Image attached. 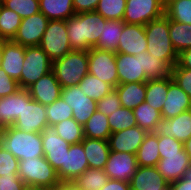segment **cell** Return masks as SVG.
<instances>
[{
  "mask_svg": "<svg viewBox=\"0 0 191 190\" xmlns=\"http://www.w3.org/2000/svg\"><path fill=\"white\" fill-rule=\"evenodd\" d=\"M107 21L96 11L77 13L68 18L67 35L71 48L89 51L97 44Z\"/></svg>",
  "mask_w": 191,
  "mask_h": 190,
  "instance_id": "6da1fadb",
  "label": "cell"
},
{
  "mask_svg": "<svg viewBox=\"0 0 191 190\" xmlns=\"http://www.w3.org/2000/svg\"><path fill=\"white\" fill-rule=\"evenodd\" d=\"M0 146L19 161L44 156L41 133L23 132L13 126H7L1 132Z\"/></svg>",
  "mask_w": 191,
  "mask_h": 190,
  "instance_id": "7a4b0ae2",
  "label": "cell"
},
{
  "mask_svg": "<svg viewBox=\"0 0 191 190\" xmlns=\"http://www.w3.org/2000/svg\"><path fill=\"white\" fill-rule=\"evenodd\" d=\"M147 38V52L160 60H165L171 67L178 61L169 35V19L164 15L144 26Z\"/></svg>",
  "mask_w": 191,
  "mask_h": 190,
  "instance_id": "3957f363",
  "label": "cell"
},
{
  "mask_svg": "<svg viewBox=\"0 0 191 190\" xmlns=\"http://www.w3.org/2000/svg\"><path fill=\"white\" fill-rule=\"evenodd\" d=\"M18 176L31 188L53 190L60 182L56 170L44 156L20 160Z\"/></svg>",
  "mask_w": 191,
  "mask_h": 190,
  "instance_id": "277c9868",
  "label": "cell"
},
{
  "mask_svg": "<svg viewBox=\"0 0 191 190\" xmlns=\"http://www.w3.org/2000/svg\"><path fill=\"white\" fill-rule=\"evenodd\" d=\"M52 70L62 88L78 85L88 72V51L71 50L53 61Z\"/></svg>",
  "mask_w": 191,
  "mask_h": 190,
  "instance_id": "5b68a950",
  "label": "cell"
},
{
  "mask_svg": "<svg viewBox=\"0 0 191 190\" xmlns=\"http://www.w3.org/2000/svg\"><path fill=\"white\" fill-rule=\"evenodd\" d=\"M53 61L46 52L38 46L25 47L24 62L18 84L21 89H27L43 75L52 71Z\"/></svg>",
  "mask_w": 191,
  "mask_h": 190,
  "instance_id": "8992f818",
  "label": "cell"
},
{
  "mask_svg": "<svg viewBox=\"0 0 191 190\" xmlns=\"http://www.w3.org/2000/svg\"><path fill=\"white\" fill-rule=\"evenodd\" d=\"M39 46L52 61L62 58L73 50L67 35L66 20H50Z\"/></svg>",
  "mask_w": 191,
  "mask_h": 190,
  "instance_id": "52a82bcc",
  "label": "cell"
},
{
  "mask_svg": "<svg viewBox=\"0 0 191 190\" xmlns=\"http://www.w3.org/2000/svg\"><path fill=\"white\" fill-rule=\"evenodd\" d=\"M13 127L23 132L41 133L47 126L46 106L33 100L27 89H23V110Z\"/></svg>",
  "mask_w": 191,
  "mask_h": 190,
  "instance_id": "ba28073f",
  "label": "cell"
},
{
  "mask_svg": "<svg viewBox=\"0 0 191 190\" xmlns=\"http://www.w3.org/2000/svg\"><path fill=\"white\" fill-rule=\"evenodd\" d=\"M88 72L114 88L119 84L116 53L98 48L88 51Z\"/></svg>",
  "mask_w": 191,
  "mask_h": 190,
  "instance_id": "9c48e42d",
  "label": "cell"
},
{
  "mask_svg": "<svg viewBox=\"0 0 191 190\" xmlns=\"http://www.w3.org/2000/svg\"><path fill=\"white\" fill-rule=\"evenodd\" d=\"M165 15V0H126L123 22L145 26Z\"/></svg>",
  "mask_w": 191,
  "mask_h": 190,
  "instance_id": "30bf717a",
  "label": "cell"
},
{
  "mask_svg": "<svg viewBox=\"0 0 191 190\" xmlns=\"http://www.w3.org/2000/svg\"><path fill=\"white\" fill-rule=\"evenodd\" d=\"M61 97L73 110V119L81 125L97 110V101L89 98L78 85L62 88Z\"/></svg>",
  "mask_w": 191,
  "mask_h": 190,
  "instance_id": "8fae6325",
  "label": "cell"
},
{
  "mask_svg": "<svg viewBox=\"0 0 191 190\" xmlns=\"http://www.w3.org/2000/svg\"><path fill=\"white\" fill-rule=\"evenodd\" d=\"M49 21L41 12L23 18L12 41L24 47L38 46Z\"/></svg>",
  "mask_w": 191,
  "mask_h": 190,
  "instance_id": "7c38bea8",
  "label": "cell"
},
{
  "mask_svg": "<svg viewBox=\"0 0 191 190\" xmlns=\"http://www.w3.org/2000/svg\"><path fill=\"white\" fill-rule=\"evenodd\" d=\"M138 168L136 155L110 151L105 166V173L109 179L129 182Z\"/></svg>",
  "mask_w": 191,
  "mask_h": 190,
  "instance_id": "4fadbf2b",
  "label": "cell"
},
{
  "mask_svg": "<svg viewBox=\"0 0 191 190\" xmlns=\"http://www.w3.org/2000/svg\"><path fill=\"white\" fill-rule=\"evenodd\" d=\"M89 169V164L82 142L69 146L64 164L56 171L59 181H73L77 176Z\"/></svg>",
  "mask_w": 191,
  "mask_h": 190,
  "instance_id": "5bb4252c",
  "label": "cell"
},
{
  "mask_svg": "<svg viewBox=\"0 0 191 190\" xmlns=\"http://www.w3.org/2000/svg\"><path fill=\"white\" fill-rule=\"evenodd\" d=\"M43 152L46 160L57 171L62 164L66 152H69L70 144L56 134L53 126H47L42 132Z\"/></svg>",
  "mask_w": 191,
  "mask_h": 190,
  "instance_id": "9a60e30c",
  "label": "cell"
},
{
  "mask_svg": "<svg viewBox=\"0 0 191 190\" xmlns=\"http://www.w3.org/2000/svg\"><path fill=\"white\" fill-rule=\"evenodd\" d=\"M148 132L139 126H133L109 136L108 143L110 151L132 153L136 155Z\"/></svg>",
  "mask_w": 191,
  "mask_h": 190,
  "instance_id": "2e32d148",
  "label": "cell"
},
{
  "mask_svg": "<svg viewBox=\"0 0 191 190\" xmlns=\"http://www.w3.org/2000/svg\"><path fill=\"white\" fill-rule=\"evenodd\" d=\"M116 66L119 84L147 81V76L142 69V52L137 56L116 53Z\"/></svg>",
  "mask_w": 191,
  "mask_h": 190,
  "instance_id": "e0dca14e",
  "label": "cell"
},
{
  "mask_svg": "<svg viewBox=\"0 0 191 190\" xmlns=\"http://www.w3.org/2000/svg\"><path fill=\"white\" fill-rule=\"evenodd\" d=\"M27 90L33 100L47 106L61 97L62 86L52 70L29 86Z\"/></svg>",
  "mask_w": 191,
  "mask_h": 190,
  "instance_id": "ac0fdd59",
  "label": "cell"
},
{
  "mask_svg": "<svg viewBox=\"0 0 191 190\" xmlns=\"http://www.w3.org/2000/svg\"><path fill=\"white\" fill-rule=\"evenodd\" d=\"M147 51V38L143 25L124 23L118 42V52L137 56Z\"/></svg>",
  "mask_w": 191,
  "mask_h": 190,
  "instance_id": "d6986e66",
  "label": "cell"
},
{
  "mask_svg": "<svg viewBox=\"0 0 191 190\" xmlns=\"http://www.w3.org/2000/svg\"><path fill=\"white\" fill-rule=\"evenodd\" d=\"M160 136L173 137L183 144L191 137V109L171 119H162L156 131Z\"/></svg>",
  "mask_w": 191,
  "mask_h": 190,
  "instance_id": "ffe728a7",
  "label": "cell"
},
{
  "mask_svg": "<svg viewBox=\"0 0 191 190\" xmlns=\"http://www.w3.org/2000/svg\"><path fill=\"white\" fill-rule=\"evenodd\" d=\"M191 109V99L189 95L181 89L169 76V87L166 100L161 110L162 119H171L184 111Z\"/></svg>",
  "mask_w": 191,
  "mask_h": 190,
  "instance_id": "44dd1931",
  "label": "cell"
},
{
  "mask_svg": "<svg viewBox=\"0 0 191 190\" xmlns=\"http://www.w3.org/2000/svg\"><path fill=\"white\" fill-rule=\"evenodd\" d=\"M191 167L189 156L184 148L179 154L165 155L158 161L156 168L169 183L184 177L185 172Z\"/></svg>",
  "mask_w": 191,
  "mask_h": 190,
  "instance_id": "7402d4cb",
  "label": "cell"
},
{
  "mask_svg": "<svg viewBox=\"0 0 191 190\" xmlns=\"http://www.w3.org/2000/svg\"><path fill=\"white\" fill-rule=\"evenodd\" d=\"M25 47L12 40H2L1 68L7 75L19 80L24 62Z\"/></svg>",
  "mask_w": 191,
  "mask_h": 190,
  "instance_id": "603a6c76",
  "label": "cell"
},
{
  "mask_svg": "<svg viewBox=\"0 0 191 190\" xmlns=\"http://www.w3.org/2000/svg\"><path fill=\"white\" fill-rule=\"evenodd\" d=\"M168 185L156 166H138L130 179L131 190H163Z\"/></svg>",
  "mask_w": 191,
  "mask_h": 190,
  "instance_id": "cb8c5ba5",
  "label": "cell"
},
{
  "mask_svg": "<svg viewBox=\"0 0 191 190\" xmlns=\"http://www.w3.org/2000/svg\"><path fill=\"white\" fill-rule=\"evenodd\" d=\"M82 145L91 169H105L110 154L107 140L84 138Z\"/></svg>",
  "mask_w": 191,
  "mask_h": 190,
  "instance_id": "d4e9b609",
  "label": "cell"
},
{
  "mask_svg": "<svg viewBox=\"0 0 191 190\" xmlns=\"http://www.w3.org/2000/svg\"><path fill=\"white\" fill-rule=\"evenodd\" d=\"M121 101V106L133 110L145 101L146 82L118 84L114 88Z\"/></svg>",
  "mask_w": 191,
  "mask_h": 190,
  "instance_id": "484cf974",
  "label": "cell"
},
{
  "mask_svg": "<svg viewBox=\"0 0 191 190\" xmlns=\"http://www.w3.org/2000/svg\"><path fill=\"white\" fill-rule=\"evenodd\" d=\"M158 147V133L148 132L136 153L138 166H156L160 160Z\"/></svg>",
  "mask_w": 191,
  "mask_h": 190,
  "instance_id": "4316f807",
  "label": "cell"
},
{
  "mask_svg": "<svg viewBox=\"0 0 191 190\" xmlns=\"http://www.w3.org/2000/svg\"><path fill=\"white\" fill-rule=\"evenodd\" d=\"M39 9L49 20H67L76 14L73 0H39Z\"/></svg>",
  "mask_w": 191,
  "mask_h": 190,
  "instance_id": "83f0119b",
  "label": "cell"
},
{
  "mask_svg": "<svg viewBox=\"0 0 191 190\" xmlns=\"http://www.w3.org/2000/svg\"><path fill=\"white\" fill-rule=\"evenodd\" d=\"M23 110V89L0 98V115L7 126H12Z\"/></svg>",
  "mask_w": 191,
  "mask_h": 190,
  "instance_id": "f1b7e54d",
  "label": "cell"
},
{
  "mask_svg": "<svg viewBox=\"0 0 191 190\" xmlns=\"http://www.w3.org/2000/svg\"><path fill=\"white\" fill-rule=\"evenodd\" d=\"M123 26V21L108 20L105 23L99 40L94 47L118 53V42L123 30Z\"/></svg>",
  "mask_w": 191,
  "mask_h": 190,
  "instance_id": "f546056e",
  "label": "cell"
},
{
  "mask_svg": "<svg viewBox=\"0 0 191 190\" xmlns=\"http://www.w3.org/2000/svg\"><path fill=\"white\" fill-rule=\"evenodd\" d=\"M85 138L107 140L112 134L109 126L108 116H105L100 111L96 110L95 113L83 126Z\"/></svg>",
  "mask_w": 191,
  "mask_h": 190,
  "instance_id": "4dcf8cb0",
  "label": "cell"
},
{
  "mask_svg": "<svg viewBox=\"0 0 191 190\" xmlns=\"http://www.w3.org/2000/svg\"><path fill=\"white\" fill-rule=\"evenodd\" d=\"M169 87V77L165 79L147 80L145 101L157 111L162 110Z\"/></svg>",
  "mask_w": 191,
  "mask_h": 190,
  "instance_id": "1f68e13d",
  "label": "cell"
},
{
  "mask_svg": "<svg viewBox=\"0 0 191 190\" xmlns=\"http://www.w3.org/2000/svg\"><path fill=\"white\" fill-rule=\"evenodd\" d=\"M133 114L137 126L145 129L147 132H156L159 122L162 120L161 112L149 106L146 101L134 108Z\"/></svg>",
  "mask_w": 191,
  "mask_h": 190,
  "instance_id": "d6a6232c",
  "label": "cell"
},
{
  "mask_svg": "<svg viewBox=\"0 0 191 190\" xmlns=\"http://www.w3.org/2000/svg\"><path fill=\"white\" fill-rule=\"evenodd\" d=\"M142 69L147 80L165 79L171 76L172 67L165 61L142 52Z\"/></svg>",
  "mask_w": 191,
  "mask_h": 190,
  "instance_id": "836d02e7",
  "label": "cell"
},
{
  "mask_svg": "<svg viewBox=\"0 0 191 190\" xmlns=\"http://www.w3.org/2000/svg\"><path fill=\"white\" fill-rule=\"evenodd\" d=\"M169 35L175 51L191 48V24L176 22L169 19Z\"/></svg>",
  "mask_w": 191,
  "mask_h": 190,
  "instance_id": "e575fe53",
  "label": "cell"
},
{
  "mask_svg": "<svg viewBox=\"0 0 191 190\" xmlns=\"http://www.w3.org/2000/svg\"><path fill=\"white\" fill-rule=\"evenodd\" d=\"M78 86L89 98L94 101L101 100L106 94L111 92L114 87L107 82H103L96 76L87 74L79 82Z\"/></svg>",
  "mask_w": 191,
  "mask_h": 190,
  "instance_id": "d590c367",
  "label": "cell"
},
{
  "mask_svg": "<svg viewBox=\"0 0 191 190\" xmlns=\"http://www.w3.org/2000/svg\"><path fill=\"white\" fill-rule=\"evenodd\" d=\"M109 177L103 169L89 168L80 176H77L72 182L79 190H101L107 183Z\"/></svg>",
  "mask_w": 191,
  "mask_h": 190,
  "instance_id": "8d00e7d4",
  "label": "cell"
},
{
  "mask_svg": "<svg viewBox=\"0 0 191 190\" xmlns=\"http://www.w3.org/2000/svg\"><path fill=\"white\" fill-rule=\"evenodd\" d=\"M20 15L0 3V41L12 40L21 24Z\"/></svg>",
  "mask_w": 191,
  "mask_h": 190,
  "instance_id": "74e56055",
  "label": "cell"
},
{
  "mask_svg": "<svg viewBox=\"0 0 191 190\" xmlns=\"http://www.w3.org/2000/svg\"><path fill=\"white\" fill-rule=\"evenodd\" d=\"M165 16L176 22L191 24V0H165Z\"/></svg>",
  "mask_w": 191,
  "mask_h": 190,
  "instance_id": "f35d334b",
  "label": "cell"
},
{
  "mask_svg": "<svg viewBox=\"0 0 191 190\" xmlns=\"http://www.w3.org/2000/svg\"><path fill=\"white\" fill-rule=\"evenodd\" d=\"M56 134L70 145L82 142L85 138L83 125L76 122L73 118L66 119L53 126Z\"/></svg>",
  "mask_w": 191,
  "mask_h": 190,
  "instance_id": "ab89813d",
  "label": "cell"
},
{
  "mask_svg": "<svg viewBox=\"0 0 191 190\" xmlns=\"http://www.w3.org/2000/svg\"><path fill=\"white\" fill-rule=\"evenodd\" d=\"M46 116L48 126H54L66 119L73 118V110L63 98L60 97L52 104L46 106Z\"/></svg>",
  "mask_w": 191,
  "mask_h": 190,
  "instance_id": "60d3db41",
  "label": "cell"
},
{
  "mask_svg": "<svg viewBox=\"0 0 191 190\" xmlns=\"http://www.w3.org/2000/svg\"><path fill=\"white\" fill-rule=\"evenodd\" d=\"M111 133L119 132L137 126L135 116L131 109L121 107L108 116Z\"/></svg>",
  "mask_w": 191,
  "mask_h": 190,
  "instance_id": "b9f144b4",
  "label": "cell"
},
{
  "mask_svg": "<svg viewBox=\"0 0 191 190\" xmlns=\"http://www.w3.org/2000/svg\"><path fill=\"white\" fill-rule=\"evenodd\" d=\"M126 0H99L96 12L106 20H123Z\"/></svg>",
  "mask_w": 191,
  "mask_h": 190,
  "instance_id": "7bdbcfd3",
  "label": "cell"
},
{
  "mask_svg": "<svg viewBox=\"0 0 191 190\" xmlns=\"http://www.w3.org/2000/svg\"><path fill=\"white\" fill-rule=\"evenodd\" d=\"M0 3L18 13L22 19L40 12L39 0H0Z\"/></svg>",
  "mask_w": 191,
  "mask_h": 190,
  "instance_id": "ee69618b",
  "label": "cell"
},
{
  "mask_svg": "<svg viewBox=\"0 0 191 190\" xmlns=\"http://www.w3.org/2000/svg\"><path fill=\"white\" fill-rule=\"evenodd\" d=\"M19 160L0 146V176L18 175Z\"/></svg>",
  "mask_w": 191,
  "mask_h": 190,
  "instance_id": "f6af8a7d",
  "label": "cell"
},
{
  "mask_svg": "<svg viewBox=\"0 0 191 190\" xmlns=\"http://www.w3.org/2000/svg\"><path fill=\"white\" fill-rule=\"evenodd\" d=\"M121 107V101L115 89L106 94L101 100L97 101V110L105 116L115 113V111Z\"/></svg>",
  "mask_w": 191,
  "mask_h": 190,
  "instance_id": "bcb514c9",
  "label": "cell"
},
{
  "mask_svg": "<svg viewBox=\"0 0 191 190\" xmlns=\"http://www.w3.org/2000/svg\"><path fill=\"white\" fill-rule=\"evenodd\" d=\"M172 79L191 99V69L181 68L177 63L172 67Z\"/></svg>",
  "mask_w": 191,
  "mask_h": 190,
  "instance_id": "7dc6e473",
  "label": "cell"
},
{
  "mask_svg": "<svg viewBox=\"0 0 191 190\" xmlns=\"http://www.w3.org/2000/svg\"><path fill=\"white\" fill-rule=\"evenodd\" d=\"M158 144L160 159L165 158V155L179 154V152L184 148L182 142L176 140L173 137L160 136L158 134Z\"/></svg>",
  "mask_w": 191,
  "mask_h": 190,
  "instance_id": "c3c4849f",
  "label": "cell"
},
{
  "mask_svg": "<svg viewBox=\"0 0 191 190\" xmlns=\"http://www.w3.org/2000/svg\"><path fill=\"white\" fill-rule=\"evenodd\" d=\"M20 88L18 81L9 77L7 73L0 68V98L16 93Z\"/></svg>",
  "mask_w": 191,
  "mask_h": 190,
  "instance_id": "681fc988",
  "label": "cell"
},
{
  "mask_svg": "<svg viewBox=\"0 0 191 190\" xmlns=\"http://www.w3.org/2000/svg\"><path fill=\"white\" fill-rule=\"evenodd\" d=\"M28 186L18 175L0 176V190H26Z\"/></svg>",
  "mask_w": 191,
  "mask_h": 190,
  "instance_id": "f907efd6",
  "label": "cell"
},
{
  "mask_svg": "<svg viewBox=\"0 0 191 190\" xmlns=\"http://www.w3.org/2000/svg\"><path fill=\"white\" fill-rule=\"evenodd\" d=\"M99 0H73L75 13L95 11Z\"/></svg>",
  "mask_w": 191,
  "mask_h": 190,
  "instance_id": "816d5d0a",
  "label": "cell"
},
{
  "mask_svg": "<svg viewBox=\"0 0 191 190\" xmlns=\"http://www.w3.org/2000/svg\"><path fill=\"white\" fill-rule=\"evenodd\" d=\"M170 190H191V167L185 172L183 178L169 183Z\"/></svg>",
  "mask_w": 191,
  "mask_h": 190,
  "instance_id": "f5cc1de1",
  "label": "cell"
},
{
  "mask_svg": "<svg viewBox=\"0 0 191 190\" xmlns=\"http://www.w3.org/2000/svg\"><path fill=\"white\" fill-rule=\"evenodd\" d=\"M101 190H131V188L129 182L109 179Z\"/></svg>",
  "mask_w": 191,
  "mask_h": 190,
  "instance_id": "db71d44e",
  "label": "cell"
},
{
  "mask_svg": "<svg viewBox=\"0 0 191 190\" xmlns=\"http://www.w3.org/2000/svg\"><path fill=\"white\" fill-rule=\"evenodd\" d=\"M177 64L181 68L191 69V48L184 49L178 54Z\"/></svg>",
  "mask_w": 191,
  "mask_h": 190,
  "instance_id": "11a10c76",
  "label": "cell"
},
{
  "mask_svg": "<svg viewBox=\"0 0 191 190\" xmlns=\"http://www.w3.org/2000/svg\"><path fill=\"white\" fill-rule=\"evenodd\" d=\"M53 190H79L72 181H60Z\"/></svg>",
  "mask_w": 191,
  "mask_h": 190,
  "instance_id": "9f6ffc18",
  "label": "cell"
},
{
  "mask_svg": "<svg viewBox=\"0 0 191 190\" xmlns=\"http://www.w3.org/2000/svg\"><path fill=\"white\" fill-rule=\"evenodd\" d=\"M184 150L189 156L190 164H191V137L183 144Z\"/></svg>",
  "mask_w": 191,
  "mask_h": 190,
  "instance_id": "6f0895ef",
  "label": "cell"
},
{
  "mask_svg": "<svg viewBox=\"0 0 191 190\" xmlns=\"http://www.w3.org/2000/svg\"><path fill=\"white\" fill-rule=\"evenodd\" d=\"M6 127L7 125L2 121L1 115H0V131L2 132Z\"/></svg>",
  "mask_w": 191,
  "mask_h": 190,
  "instance_id": "680465c9",
  "label": "cell"
},
{
  "mask_svg": "<svg viewBox=\"0 0 191 190\" xmlns=\"http://www.w3.org/2000/svg\"><path fill=\"white\" fill-rule=\"evenodd\" d=\"M1 62H2V40L0 41V68H1Z\"/></svg>",
  "mask_w": 191,
  "mask_h": 190,
  "instance_id": "91938a15",
  "label": "cell"
},
{
  "mask_svg": "<svg viewBox=\"0 0 191 190\" xmlns=\"http://www.w3.org/2000/svg\"><path fill=\"white\" fill-rule=\"evenodd\" d=\"M26 190H51V189H47V188H31V187H28Z\"/></svg>",
  "mask_w": 191,
  "mask_h": 190,
  "instance_id": "94428289",
  "label": "cell"
},
{
  "mask_svg": "<svg viewBox=\"0 0 191 190\" xmlns=\"http://www.w3.org/2000/svg\"><path fill=\"white\" fill-rule=\"evenodd\" d=\"M163 190H170L169 189V184Z\"/></svg>",
  "mask_w": 191,
  "mask_h": 190,
  "instance_id": "6125c7cd",
  "label": "cell"
}]
</instances>
